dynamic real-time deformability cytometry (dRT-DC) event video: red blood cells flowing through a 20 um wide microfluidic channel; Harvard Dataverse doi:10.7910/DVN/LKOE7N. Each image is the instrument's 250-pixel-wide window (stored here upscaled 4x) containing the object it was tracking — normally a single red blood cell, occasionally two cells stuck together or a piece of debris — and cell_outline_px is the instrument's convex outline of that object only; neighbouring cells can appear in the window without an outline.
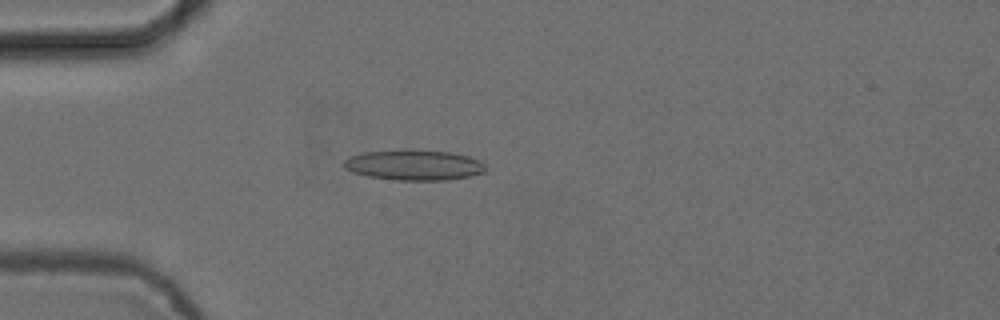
{"species": "common noctule bat (a hibernating species)", "species_latin": "Nyctalus noctula", "temperature_condition": "cold", "stored_images_in_passage": 1, "camera_frame_rate_fps": 3000, "um_per_image_px": 0.085, "animal": {"sex": "female", "body_mass_g": 24.6, "forearm_length_mm": 56.2}, "frame": {"image": 1, "passage_image": 1, "time_ms": 0.0, "image_size_px": [1000, 320], "cell_outline_px": [[484, 172], [468, 176], [448, 180], [396, 180], [368, 176], [352, 172], [344, 168], [344, 160], [348, 156], [364, 152], [404, 148], [452, 152], [468, 156], [480, 160], [484, 164]], "centroid_in_image_um": [35.15, 14.0], "position_along_channel_um": 49.9, "area_um2": 25.49}}